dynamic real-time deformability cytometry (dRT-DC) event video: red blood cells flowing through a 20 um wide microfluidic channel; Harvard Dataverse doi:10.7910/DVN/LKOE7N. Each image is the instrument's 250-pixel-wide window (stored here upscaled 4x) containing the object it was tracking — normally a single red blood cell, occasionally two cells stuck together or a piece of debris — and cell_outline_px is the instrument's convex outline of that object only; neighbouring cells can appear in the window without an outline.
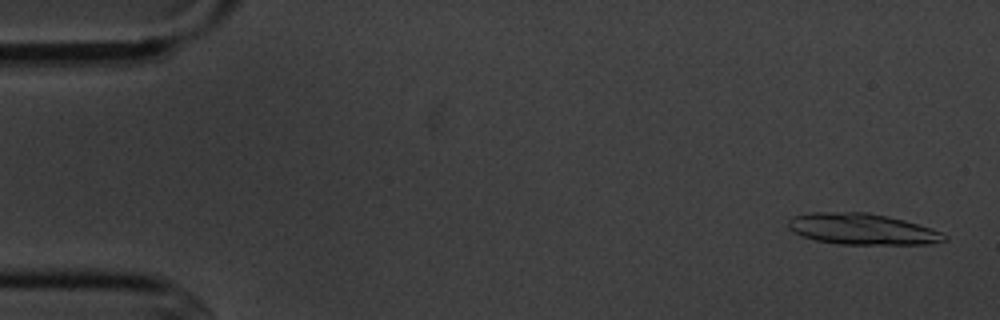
{"species": "common noctule bat (a hibernating species)", "species_latin": "Nyctalus noctula", "temperature_condition": "cold", "stored_images_in_passage": 5, "camera_frame_rate_fps": 3000, "um_per_image_px": 0.085, "animal": {"sex": "male", "body_mass_g": 20.1, "forearm_length_mm": 53.5}, "frame": {"image": 1, "passage_image": 1, "time_ms": 0.0, "image_size_px": [1000, 320], "cell_outline_px": [[948, 240], [928, 244], [836, 244], [816, 240], [804, 236], [788, 228], [788, 220], [792, 216], [812, 212], [868, 212], [888, 216], [904, 220], [932, 228], [948, 236]], "centroid_in_image_um": [73.3, 19.46], "position_along_channel_um": 11.7, "area_um2": 28.32}}